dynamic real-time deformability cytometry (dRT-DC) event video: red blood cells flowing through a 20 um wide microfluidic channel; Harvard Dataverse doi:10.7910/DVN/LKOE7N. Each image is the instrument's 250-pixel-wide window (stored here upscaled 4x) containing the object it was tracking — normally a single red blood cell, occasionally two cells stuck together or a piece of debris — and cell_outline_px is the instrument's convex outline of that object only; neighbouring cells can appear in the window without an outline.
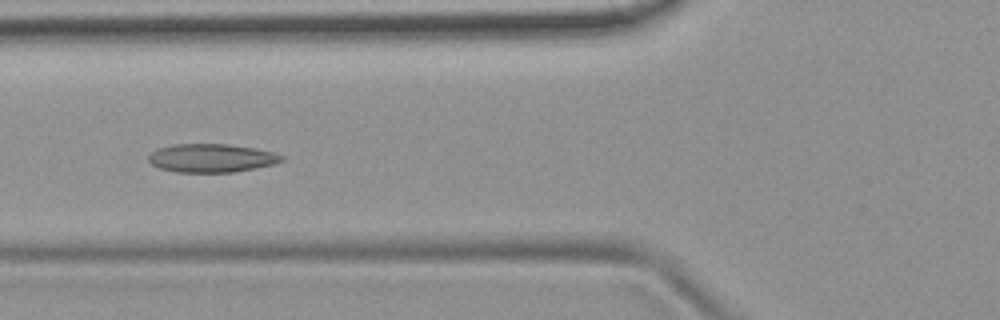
{"species": "common noctule bat (a hibernating species)", "species_latin": "Nyctalus noctula", "temperature_condition": "room temperature", "stored_images_in_passage": 53, "camera_frame_rate_fps": 3000, "um_per_image_px": 0.085, "animal": {"sex": "female", "body_mass_g": 19.9}, "frame": {"image": 1, "passage_image": 19, "time_ms": 6.0, "image_size_px": [1000, 320], "cell_outline_px": [[284, 160], [272, 164], [236, 172], [176, 172], [160, 168], [152, 164], [148, 160], [148, 156], [152, 152], [160, 148], [172, 144], [228, 144], [256, 148], [272, 152], [284, 156]], "centroid_in_image_um": [17.98, 13.43], "position_along_channel_um": 107.8, "area_um2": 21.96}}
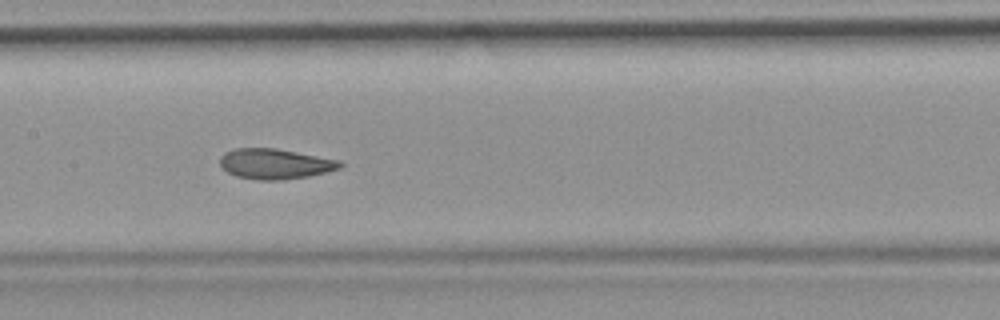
{"frame": {"image": 2, "passage_image": 25, "time_ms": 8.0, "image_size_px": [1000, 320], "cell_outline_px": [[344, 164], [340, 168], [308, 176], [280, 180], [260, 180], [236, 176], [228, 172], [220, 164], [220, 156], [224, 152], [232, 148], [276, 148], [340, 160]], "centroid_in_image_um": [23.36, 13.91], "position_along_channel_um": 184.0, "area_um2": 21.15}}
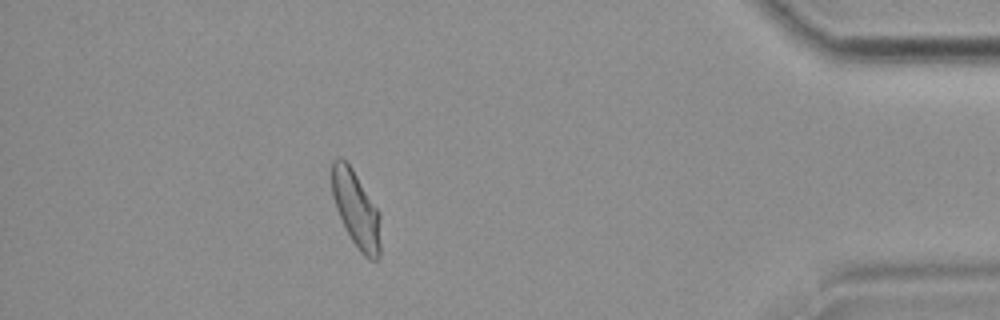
{"frame": {"image": 3, "passage_image": 46, "time_ms": 15.0, "image_size_px": [1000, 320], "cell_outline_px": [[380, 260], [368, 260], [360, 252], [352, 240], [336, 208], [332, 196], [332, 160], [336, 156], [340, 156], [352, 168], [380, 212]], "centroid_in_image_um": [30.29, 17.8], "position_along_channel_um": 404.9, "area_um2": 21.73}}